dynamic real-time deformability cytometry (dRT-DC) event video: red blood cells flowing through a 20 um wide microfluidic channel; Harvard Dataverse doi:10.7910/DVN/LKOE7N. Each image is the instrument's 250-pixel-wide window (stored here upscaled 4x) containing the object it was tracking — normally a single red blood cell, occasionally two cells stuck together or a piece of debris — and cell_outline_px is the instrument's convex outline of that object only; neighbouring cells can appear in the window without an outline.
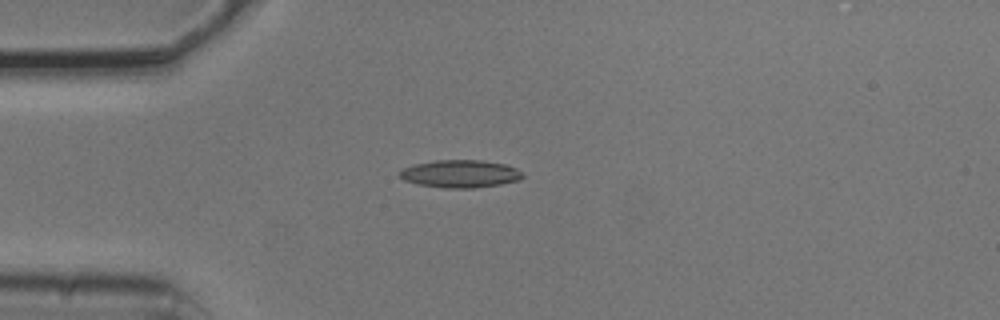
{"species": "common noctule bat (a hibernating species)", "species_latin": "Nyctalus noctula", "temperature_condition": "cold", "stored_images_in_passage": 3, "camera_frame_rate_fps": 3000, "um_per_image_px": 0.085, "animal": {"sex": "male", "body_mass_g": 20.5, "forearm_length_mm": 52.5}, "frame": {"image": 1, "passage_image": 3, "time_ms": 0.667, "image_size_px": [1000, 320], "cell_outline_px": [[524, 176], [520, 180], [500, 184], [476, 188], [444, 188], [416, 184], [404, 180], [400, 176], [400, 172], [404, 168], [416, 164], [432, 160], [480, 160], [504, 164], [516, 168]], "centroid_in_image_um": [39.12, 14.78], "position_along_channel_um": 45.9, "area_um2": 19.77}}